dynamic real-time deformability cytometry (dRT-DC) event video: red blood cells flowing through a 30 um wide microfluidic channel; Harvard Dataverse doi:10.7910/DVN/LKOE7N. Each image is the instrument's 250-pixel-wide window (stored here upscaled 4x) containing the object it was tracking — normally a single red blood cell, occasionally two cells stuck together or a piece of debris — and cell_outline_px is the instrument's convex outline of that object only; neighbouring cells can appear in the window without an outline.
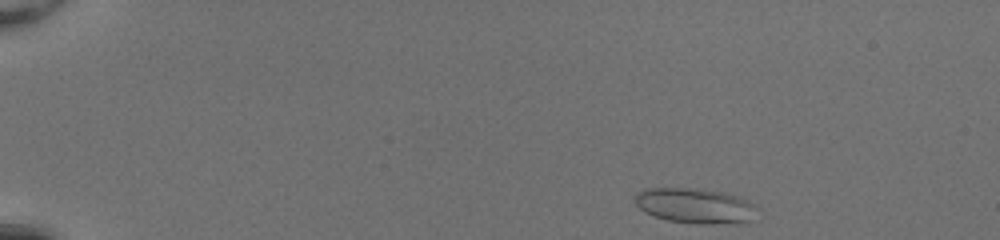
{"species": "common noctule bat (a hibernating species)", "species_latin": "Nyctalus noctula", "temperature_condition": "room temperature", "stored_images_in_passage": 44, "camera_frame_rate_fps": 3000, "um_per_image_px": 0.085, "animal": {"sex": "female", "body_mass_g": 20.0, "forearm_length_mm": 54.0}, "frame": {"image": 1, "passage_image": 1, "time_ms": 0.0, "image_size_px": [1000, 240], "cell_outline_px": [[756, 208], [752, 220], [740, 224], [700, 224], [668, 220], [644, 212], [632, 200], [636, 192], [644, 188], [688, 188], [724, 192], [748, 200]], "centroid_in_image_um": [59.06, 17.49], "position_along_channel_um": 25.9, "area_um2": 25.2}}
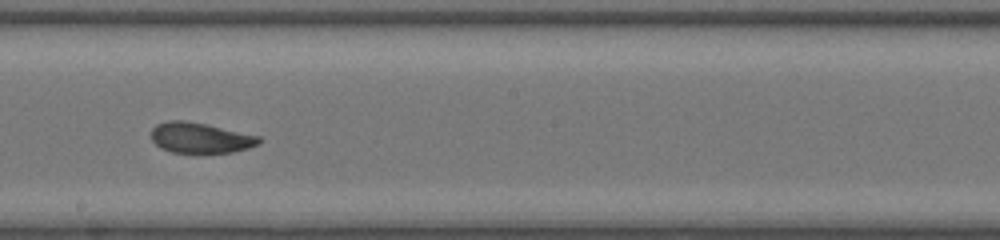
{"frame": {"image": 2, "passage_image": 24, "time_ms": 7.667, "image_size_px": [1000, 240], "cell_outline_px": [[260, 144], [248, 148], [232, 152], [172, 152], [160, 148], [152, 140], [152, 128], [156, 124], [168, 120], [184, 120], [208, 124], [260, 136]], "centroid_in_image_um": [17.03, 11.7], "position_along_channel_um": 231.2, "area_um2": 19.13}}
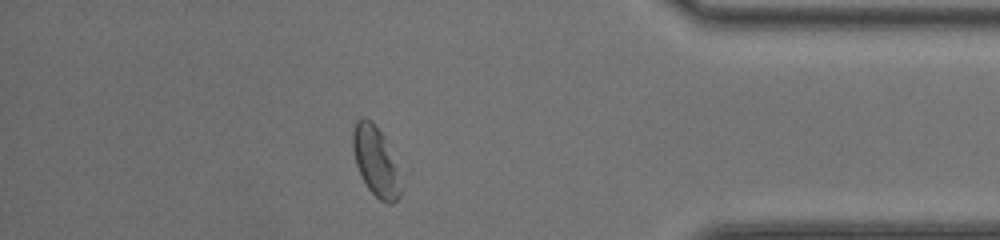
{"frame": {"image": 3, "passage_image": 38, "time_ms": 12.333, "image_size_px": [1000, 240], "cell_outline_px": [[400, 196], [392, 204], [388, 204], [380, 200], [368, 188], [356, 164], [352, 148], [352, 132], [356, 120], [360, 116], [364, 116], [372, 120], [384, 136], [400, 188]], "centroid_in_image_um": [31.85, 13.64], "position_along_channel_um": 403.4, "area_um2": 18.67}, "authors_computed_cell_mechanics": {"area_um2": 20.1722, "velocity_mm_per_s": 4.2112, "shape_relaxation_time_tau1_ms": 6.5854, "shape_relaxation_time_tau2_ms": 1.3966, "deformation_change_tau1": 0.1744, "deformation_change_tau2": 0.0618}}